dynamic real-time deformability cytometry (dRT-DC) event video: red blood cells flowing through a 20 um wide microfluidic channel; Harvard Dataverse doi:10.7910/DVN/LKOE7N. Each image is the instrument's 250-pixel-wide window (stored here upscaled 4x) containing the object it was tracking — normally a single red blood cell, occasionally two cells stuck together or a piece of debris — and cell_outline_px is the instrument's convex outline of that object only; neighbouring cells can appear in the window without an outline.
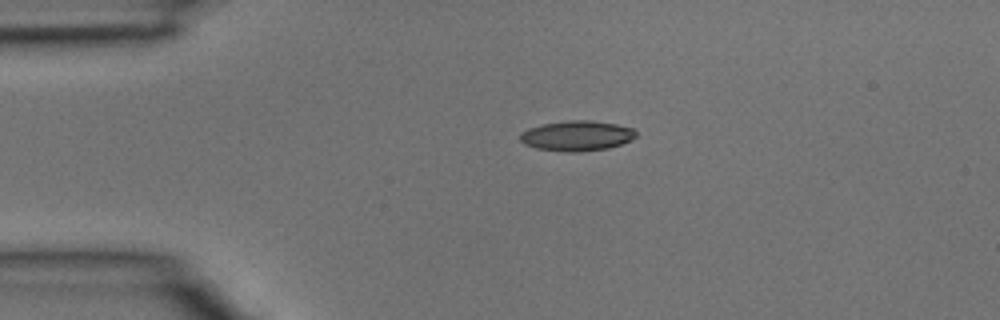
{"species": "common noctule bat (a hibernating species)", "species_latin": "Nyctalus noctula", "temperature_condition": "room temperature", "stored_images_in_passage": 2, "camera_frame_rate_fps": 3000, "um_per_image_px": 0.085, "animal": {"sex": "male", "body_mass_g": 15.6}, "frame": {"image": 1, "passage_image": 1, "time_ms": 0.0, "image_size_px": [1000, 320], "cell_outline_px": [[636, 136], [620, 144], [608, 148], [580, 152], [568, 152], [536, 148], [524, 144], [520, 140], [520, 132], [528, 128], [544, 124], [568, 120], [588, 120], [616, 124], [632, 128], [636, 132]], "centroid_in_image_um": [48.99, 11.54], "position_along_channel_um": 36.0, "area_um2": 20.23}}